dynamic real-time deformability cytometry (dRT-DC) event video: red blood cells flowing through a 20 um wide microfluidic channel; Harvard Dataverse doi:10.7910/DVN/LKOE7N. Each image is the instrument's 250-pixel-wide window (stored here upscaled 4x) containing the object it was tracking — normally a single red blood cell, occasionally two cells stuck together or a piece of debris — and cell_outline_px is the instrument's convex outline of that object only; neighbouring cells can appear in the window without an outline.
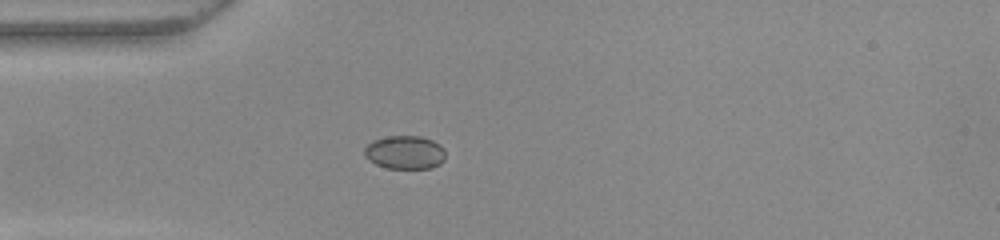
{"species": "common noctule bat (a hibernating species)", "species_latin": "Nyctalus noctula", "temperature_condition": "warm", "stored_images_in_passage": 38, "camera_frame_rate_fps": 3000, "um_per_image_px": 0.085, "animal": {"sex": "female", "body_mass_g": 22.0, "forearm_length_mm": 56.7}, "frame": {"image": 1, "passage_image": 1, "time_ms": 0.0, "image_size_px": [1000, 240], "cell_outline_px": [[444, 160], [440, 164], [432, 168], [388, 168], [376, 164], [368, 160], [364, 156], [364, 148], [372, 140], [388, 136], [420, 136], [432, 140], [440, 144], [444, 148]], "centroid_in_image_um": [34.41, 12.95], "position_along_channel_um": 50.6, "area_um2": 15.9}}
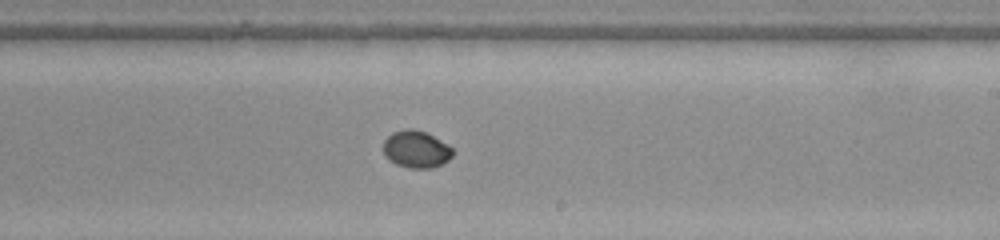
{"frame": {"image": 2, "passage_image": 17, "time_ms": 5.333, "image_size_px": [1000, 240], "cell_outline_px": [[452, 156], [448, 160], [432, 168], [408, 168], [396, 164], [388, 160], [384, 152], [384, 140], [392, 132], [404, 128], [412, 128], [424, 132], [432, 136], [452, 148]], "centroid_in_image_um": [35.33, 12.69], "position_along_channel_um": 253.7, "area_um2": 14.85}}
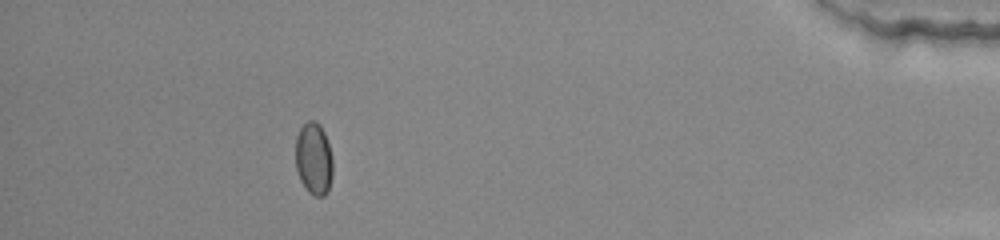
{"frame": {"image": 3, "passage_image": 33, "time_ms": 10.667, "image_size_px": [1000, 240], "cell_outline_px": [[332, 176], [328, 192], [324, 196], [316, 196], [308, 192], [300, 180], [296, 168], [296, 136], [300, 128], [308, 120], [316, 120], [320, 124], [324, 132], [328, 144], [332, 160]], "centroid_in_image_um": [26.66, 13.49], "position_along_channel_um": 408.5, "area_um2": 15.72}}